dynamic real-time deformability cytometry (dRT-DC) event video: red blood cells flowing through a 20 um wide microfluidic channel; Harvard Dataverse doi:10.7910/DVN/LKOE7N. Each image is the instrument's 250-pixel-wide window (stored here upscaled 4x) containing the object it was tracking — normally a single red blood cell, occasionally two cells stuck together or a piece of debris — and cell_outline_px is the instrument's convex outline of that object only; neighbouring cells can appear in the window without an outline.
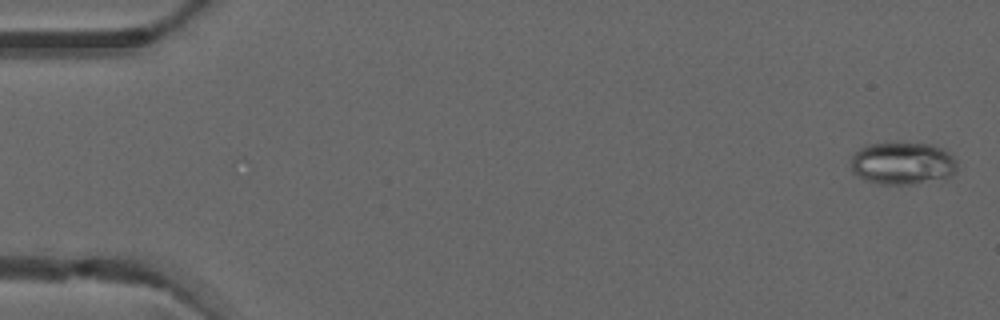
{"species": "common noctule bat (a hibernating species)", "species_latin": "Nyctalus noctula", "temperature_condition": "warm", "stored_images_in_passage": 6, "camera_frame_rate_fps": 3000, "um_per_image_px": 0.085, "animal": {"sex": "male", "forearm_length_mm": 52.5}, "frame": {"image": 1, "passage_image": 1, "time_ms": 0.0, "image_size_px": [1000, 320], "cell_outline_px": [[956, 168], [952, 176], [944, 180], [912, 184], [880, 184], [864, 180], [852, 172], [852, 156], [860, 148], [868, 144], [896, 140], [928, 144], [944, 148], [956, 160]], "centroid_in_image_um": [76.74, 13.86], "position_along_channel_um": 8.3, "area_um2": 27.17}}